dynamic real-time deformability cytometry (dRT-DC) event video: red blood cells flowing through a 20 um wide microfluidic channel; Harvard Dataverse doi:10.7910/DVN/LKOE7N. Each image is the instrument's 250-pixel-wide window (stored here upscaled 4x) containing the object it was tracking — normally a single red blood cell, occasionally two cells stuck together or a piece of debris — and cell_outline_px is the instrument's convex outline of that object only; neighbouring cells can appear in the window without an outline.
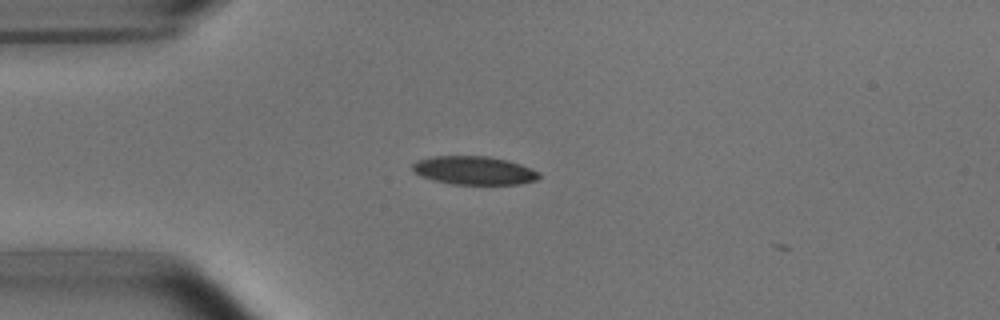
{"species": "common noctule bat (a hibernating species)", "species_latin": "Nyctalus noctula", "temperature_condition": "room temperature", "stored_images_in_passage": 6, "camera_frame_rate_fps": 3000, "um_per_image_px": 0.085, "animal": {"sex": "male", "body_mass_g": 15.6}, "frame": {"image": 1, "passage_image": 4, "time_ms": 1.0, "image_size_px": [1000, 320], "cell_outline_px": [[540, 176], [536, 180], [520, 184], [452, 184], [432, 180], [420, 176], [412, 172], [412, 164], [416, 160], [432, 156], [488, 156], [508, 160], [520, 164], [540, 172]], "centroid_in_image_um": [40.26, 14.48], "position_along_channel_um": 44.7, "area_um2": 21.15}}